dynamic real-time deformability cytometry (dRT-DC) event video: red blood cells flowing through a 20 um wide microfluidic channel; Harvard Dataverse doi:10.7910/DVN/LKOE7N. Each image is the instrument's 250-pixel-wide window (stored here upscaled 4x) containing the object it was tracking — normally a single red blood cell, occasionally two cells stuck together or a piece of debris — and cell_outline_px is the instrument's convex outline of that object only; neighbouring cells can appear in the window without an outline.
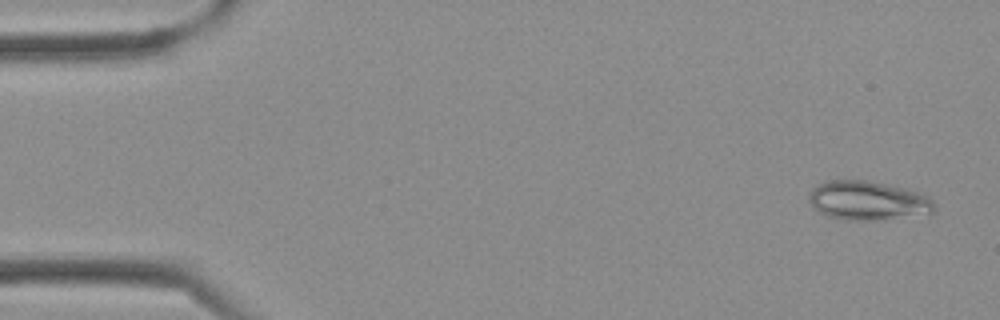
{"species": "Egyptian fruit bat (a non-hibernating species)", "species_latin": "Rousettus aegyptiacus", "temperature_condition": "cold", "stored_images_in_passage": 38, "camera_frame_rate_fps": 3000, "um_per_image_px": 0.085, "frame": {"image": 1, "passage_image": 2, "time_ms": 0.333, "image_size_px": [1000, 320], "cell_outline_px": [[936, 212], [868, 220], [844, 220], [828, 216], [820, 212], [808, 200], [808, 192], [816, 184], [824, 180], [868, 180], [908, 188], [928, 196], [936, 204]], "centroid_in_image_um": [73.74, 17.02], "position_along_channel_um": 11.3, "area_um2": 28.61}}
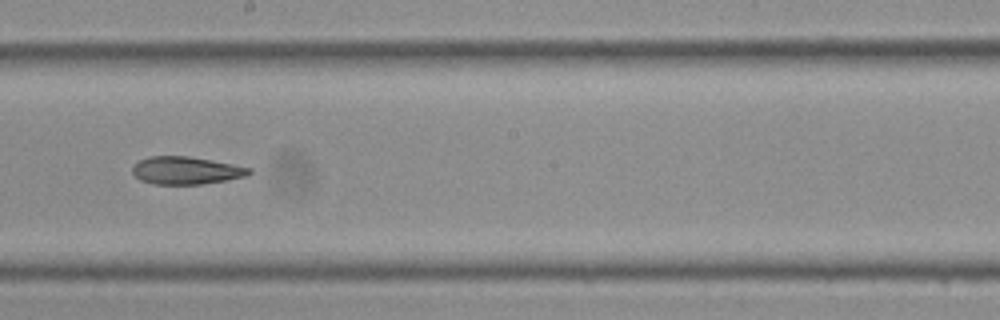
{"frame": {"image": 2, "passage_image": 21, "time_ms": 6.667, "image_size_px": [1000, 320], "cell_outline_px": [[252, 172], [248, 176], [200, 184], [152, 184], [140, 180], [132, 172], [132, 164], [148, 156], [188, 156], [212, 160], [252, 168]], "centroid_in_image_um": [15.79, 14.48], "position_along_channel_um": 232.4, "area_um2": 18.84}}
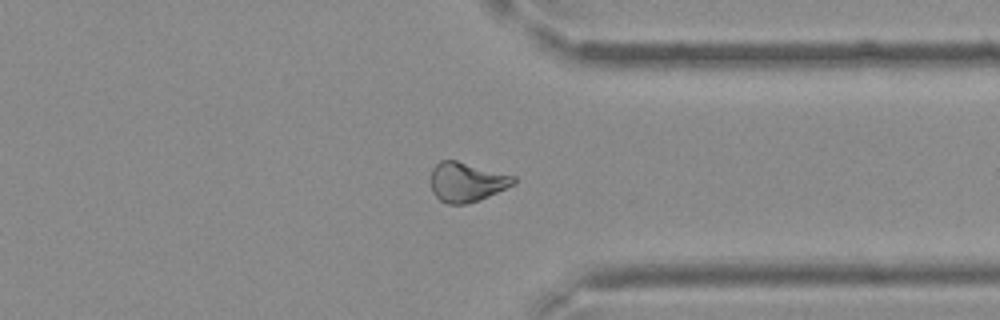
{"frame": {"image": 3, "passage_image": 29, "time_ms": 9.333, "image_size_px": [1000, 320], "cell_outline_px": [[516, 184], [480, 200], [464, 204], [448, 204], [440, 200], [432, 192], [432, 168], [440, 160], [456, 160], [516, 176]], "centroid_in_image_um": [39.7, 15.47], "position_along_channel_um": 371.7, "area_um2": 19.07}}